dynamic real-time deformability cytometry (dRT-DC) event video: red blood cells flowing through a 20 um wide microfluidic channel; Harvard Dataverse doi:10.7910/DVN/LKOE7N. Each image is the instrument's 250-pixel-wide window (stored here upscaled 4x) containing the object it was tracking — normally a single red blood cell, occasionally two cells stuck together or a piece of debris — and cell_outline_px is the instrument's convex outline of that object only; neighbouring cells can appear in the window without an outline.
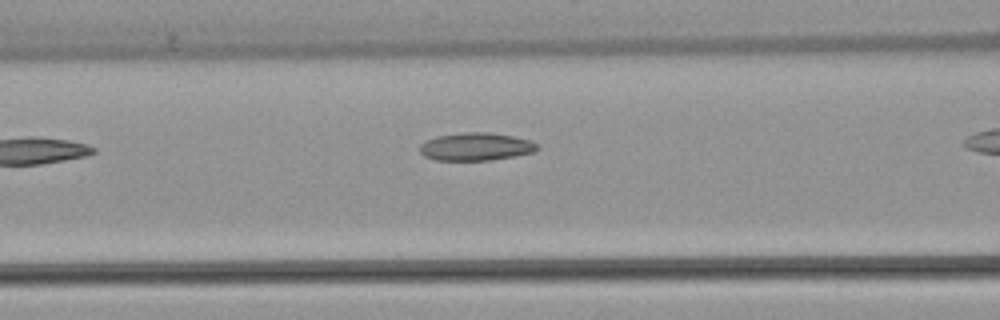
{"species": "common noctule bat (a hibernating species)", "species_latin": "Nyctalus noctula", "temperature_condition": "warm", "stored_images_in_passage": 6, "camera_frame_rate_fps": 3000, "um_per_image_px": 0.085, "animal": {"sex": "female", "body_mass_g": 22.7, "forearm_length_mm": 54.2}, "frame": {"image": 1, "passage_image": 5, "time_ms": 5.0, "image_size_px": [1000, 320], "cell_outline_px": [[540, 148], [532, 152], [512, 156], [488, 160], [436, 160], [424, 156], [420, 152], [420, 144], [436, 136], [464, 132], [488, 132], [512, 136], [532, 140]], "centroid_in_image_um": [40.44, 12.46], "position_along_channel_um": 126.2, "area_um2": 18.9}}